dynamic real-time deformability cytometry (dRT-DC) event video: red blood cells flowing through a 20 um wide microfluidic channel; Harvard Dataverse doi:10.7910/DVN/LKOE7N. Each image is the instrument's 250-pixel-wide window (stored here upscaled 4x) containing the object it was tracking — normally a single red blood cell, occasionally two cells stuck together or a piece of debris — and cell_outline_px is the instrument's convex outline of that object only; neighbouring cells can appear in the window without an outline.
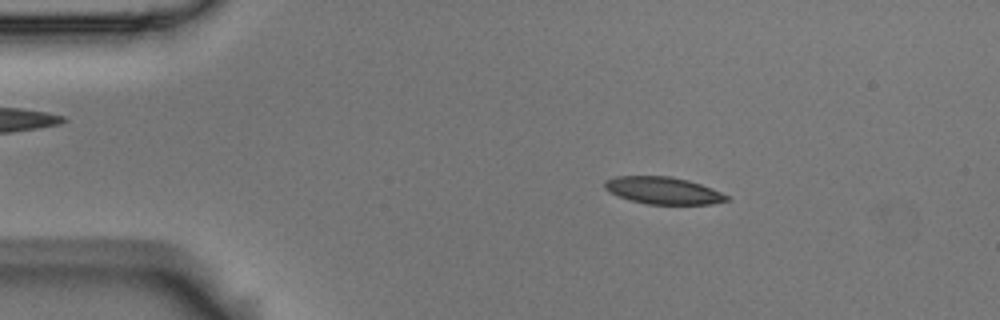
{"species": "Egyptian fruit bat (a non-hibernating species)", "species_latin": "Rousettus aegyptiacus", "temperature_condition": "room temperature", "stored_images_in_passage": 17, "camera_frame_rate_fps": 3000, "um_per_image_px": 0.085, "animal": {"sex": "male"}, "frame": {"image": 1, "passage_image": 9, "time_ms": 2.667, "image_size_px": [1000, 320], "cell_outline_px": [[728, 200], [712, 204], [648, 204], [632, 200], [620, 196], [604, 188], [604, 180], [616, 176], [672, 176], [688, 180], [712, 188], [728, 196]], "centroid_in_image_um": [56.37, 16.18], "position_along_channel_um": 28.6, "area_um2": 19.07}}
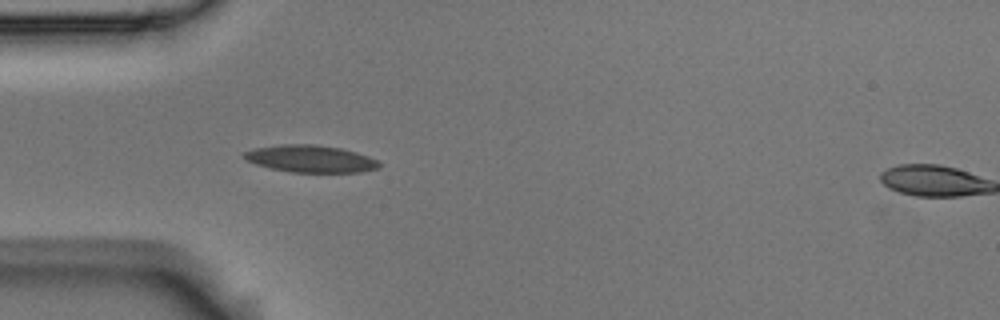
{"frame": {"image": 2, "passage_image": 16, "time_ms": 5.0, "image_size_px": [1000, 320], "cell_outline_px": [[380, 164], [376, 168], [360, 172], [288, 172], [256, 164], [248, 160], [244, 156], [244, 152], [256, 148], [280, 144], [316, 144], [340, 148], [356, 152], [368, 156], [376, 160]], "centroid_in_image_um": [26.39, 13.49], "position_along_channel_um": 58.6, "area_um2": 21.1}}